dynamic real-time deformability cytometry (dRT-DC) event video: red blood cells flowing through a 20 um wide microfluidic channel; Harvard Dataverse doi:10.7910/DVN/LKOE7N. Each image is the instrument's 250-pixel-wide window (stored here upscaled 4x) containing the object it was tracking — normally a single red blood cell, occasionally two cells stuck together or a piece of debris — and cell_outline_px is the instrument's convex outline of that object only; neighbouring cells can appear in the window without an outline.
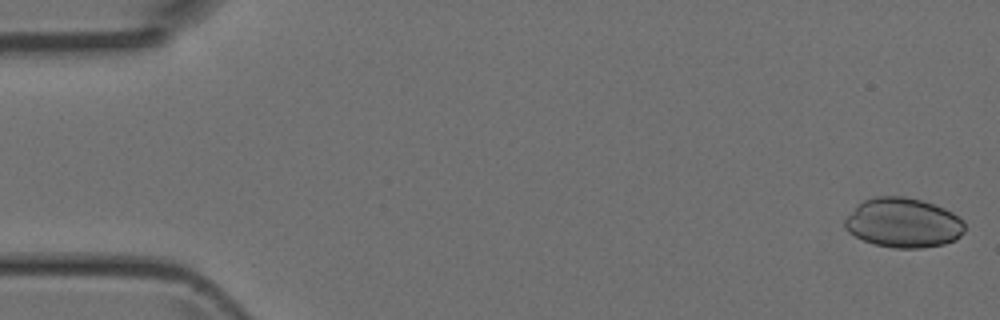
{"species": "Egyptian fruit bat (a non-hibernating species)", "species_latin": "Rousettus aegyptiacus", "temperature_condition": "room temperature", "stored_images_in_passage": 12, "camera_frame_rate_fps": 3000, "um_per_image_px": 0.085, "animal": {"sex": "female"}, "frame": {"image": 1, "passage_image": 1, "time_ms": 0.0, "image_size_px": [1000, 320], "cell_outline_px": [[964, 232], [956, 240], [944, 244], [924, 248], [896, 248], [876, 244], [864, 240], [848, 232], [844, 224], [844, 220], [864, 200], [876, 196], [904, 196], [920, 200], [944, 208], [952, 212], [964, 220]], "centroid_in_image_um": [76.82, 18.95], "position_along_channel_um": 8.2, "area_um2": 34.45}}